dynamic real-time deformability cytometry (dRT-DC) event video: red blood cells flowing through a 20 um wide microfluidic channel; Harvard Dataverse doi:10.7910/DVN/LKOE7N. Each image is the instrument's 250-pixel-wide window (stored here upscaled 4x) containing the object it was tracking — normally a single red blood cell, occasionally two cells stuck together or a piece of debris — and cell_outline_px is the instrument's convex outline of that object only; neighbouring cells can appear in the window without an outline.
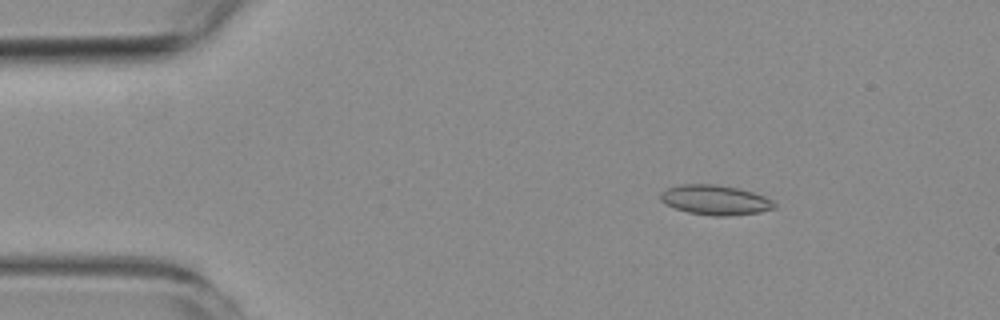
{"species": "common noctule bat (a hibernating species)", "species_latin": "Nyctalus noctula", "temperature_condition": "room temperature", "stored_images_in_passage": 4, "camera_frame_rate_fps": 3000, "um_per_image_px": 0.085, "animal": {"sex": "female", "body_mass_g": 19.3, "forearm_length_mm": 54.1}, "frame": {"image": 1, "passage_image": 2, "time_ms": 1.0, "image_size_px": [1000, 320], "cell_outline_px": [[776, 208], [760, 212], [728, 216], [712, 216], [688, 212], [664, 204], [660, 200], [660, 192], [668, 188], [680, 184], [716, 184], [740, 188], [764, 196], [772, 200], [776, 204]], "centroid_in_image_um": [60.79, 16.99], "position_along_channel_um": 24.2, "area_um2": 19.94}}